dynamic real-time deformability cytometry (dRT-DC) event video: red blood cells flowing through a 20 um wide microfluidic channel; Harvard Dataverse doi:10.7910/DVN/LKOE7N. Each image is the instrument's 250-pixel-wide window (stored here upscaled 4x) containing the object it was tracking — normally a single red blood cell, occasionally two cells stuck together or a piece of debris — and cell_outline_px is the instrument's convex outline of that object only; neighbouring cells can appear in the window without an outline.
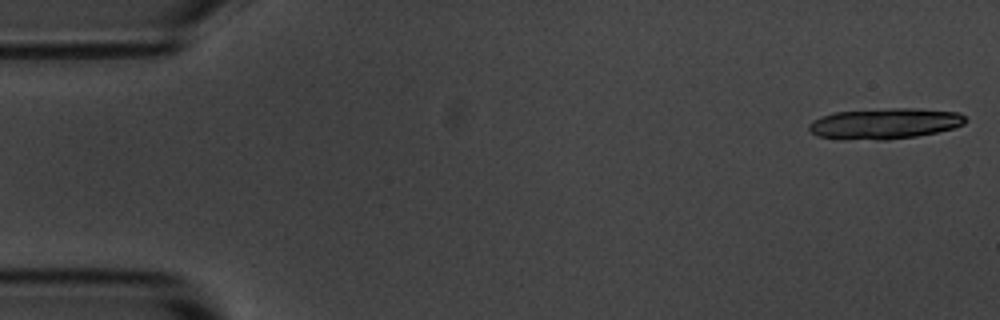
{"species": "common noctule bat (a hibernating species)", "species_latin": "Nyctalus noctula", "temperature_condition": "room temperature", "stored_images_in_passage": 6, "camera_frame_rate_fps": 3000, "um_per_image_px": 0.085, "animal": {"sex": "male", "body_mass_g": 20.1, "forearm_length_mm": 53.5}, "frame": {"image": 1, "passage_image": 1, "time_ms": 0.0, "image_size_px": [1000, 320], "cell_outline_px": [[968, 120], [964, 124], [952, 128], [936, 132], [916, 136], [888, 140], [844, 140], [816, 136], [808, 128], [808, 124], [812, 120], [820, 116], [832, 112], [892, 108], [916, 108], [960, 112]], "centroid_in_image_um": [75.16, 10.51], "position_along_channel_um": 9.8, "area_um2": 28.5}}